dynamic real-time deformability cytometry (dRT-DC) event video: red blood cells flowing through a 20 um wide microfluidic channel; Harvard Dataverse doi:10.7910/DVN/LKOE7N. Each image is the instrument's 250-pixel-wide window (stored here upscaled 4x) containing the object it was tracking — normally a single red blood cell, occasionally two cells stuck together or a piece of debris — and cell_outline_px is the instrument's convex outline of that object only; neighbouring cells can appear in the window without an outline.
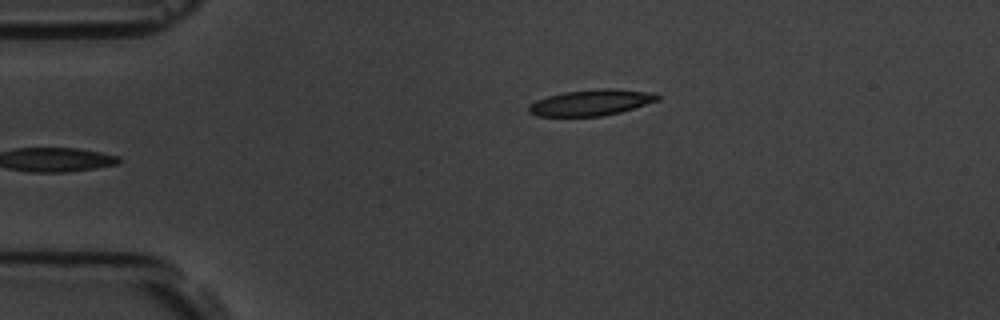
{"species": "common noctule bat (a hibernating species)", "species_latin": "Nyctalus noctula", "temperature_condition": "room temperature", "stored_images_in_passage": 5, "camera_frame_rate_fps": 3000, "um_per_image_px": 0.085, "animal": {"sex": "male", "body_mass_g": 19.5, "forearm_length_mm": 54.6}, "frame": {"image": 1, "passage_image": 5, "time_ms": 5.667, "image_size_px": [1000, 320], "cell_outline_px": [[660, 100], [620, 112], [600, 116], [536, 116], [528, 112], [528, 108], [536, 100], [548, 96], [564, 92], [600, 88], [608, 88], [656, 92], [660, 96]], "centroid_in_image_um": [50.29, 8.71], "position_along_channel_um": 34.7, "area_um2": 19.54}}